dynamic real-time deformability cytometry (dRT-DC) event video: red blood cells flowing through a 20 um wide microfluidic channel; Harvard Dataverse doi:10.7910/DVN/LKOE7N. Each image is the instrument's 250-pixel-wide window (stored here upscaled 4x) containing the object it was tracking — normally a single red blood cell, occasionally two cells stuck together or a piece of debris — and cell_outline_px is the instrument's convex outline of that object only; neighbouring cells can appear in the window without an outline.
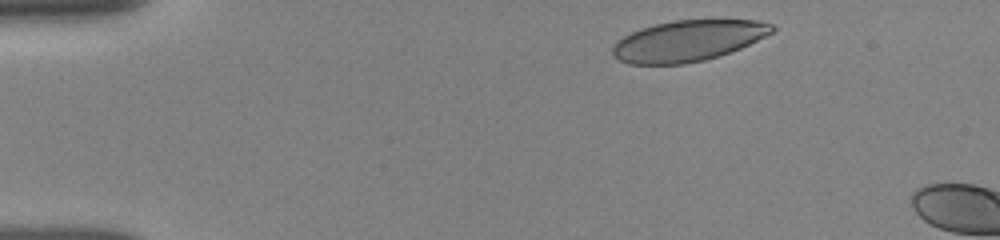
{"species": "human", "species_latin": "Homo sapiens", "temperature_condition": "room temperature", "stored_images_in_passage": 11, "camera_frame_rate_fps": 3000, "um_per_image_px": 0.085, "donor": {"sex": "female"}, "frame": {"image": 1, "passage_image": 3, "time_ms": 0.333, "image_size_px": [1000, 240], "cell_outline_px": [[776, 28], [772, 32], [740, 48], [720, 56], [704, 60], [684, 64], [628, 64], [612, 56], [612, 44], [616, 40], [640, 28], [672, 20], [756, 20], [772, 24]], "centroid_in_image_um": [58.43, 3.47], "position_along_channel_um": 26.6, "area_um2": 38.03}}